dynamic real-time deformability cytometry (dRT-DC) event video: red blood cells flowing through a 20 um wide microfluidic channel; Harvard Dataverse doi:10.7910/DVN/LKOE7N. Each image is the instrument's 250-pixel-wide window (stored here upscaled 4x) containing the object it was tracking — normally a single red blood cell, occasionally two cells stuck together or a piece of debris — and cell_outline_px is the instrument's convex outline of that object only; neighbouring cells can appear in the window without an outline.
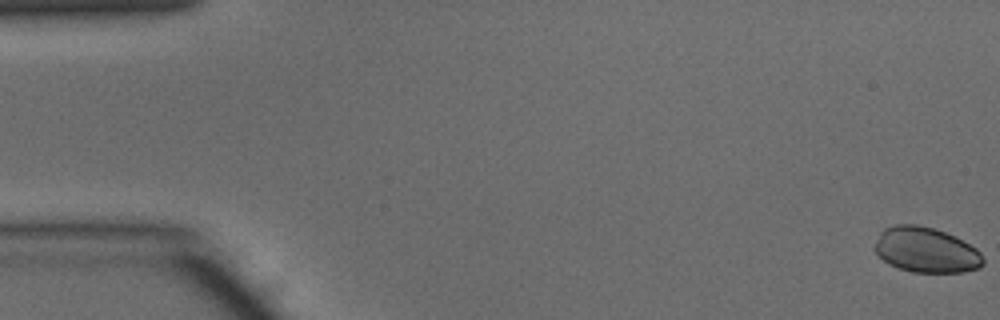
{"species": "common noctule bat (a hibernating species)", "species_latin": "Nyctalus noctula", "temperature_condition": "warm", "stored_images_in_passage": 49, "camera_frame_rate_fps": 3000, "um_per_image_px": 0.085, "animal": {"sex": "male", "body_mass_g": 15.6}, "frame": {"image": 1, "passage_image": 1, "time_ms": 0.0, "image_size_px": [1000, 320], "cell_outline_px": [[984, 264], [980, 268], [964, 272], [912, 272], [888, 264], [872, 248], [880, 232], [884, 228], [896, 224], [916, 224], [932, 228], [944, 232], [976, 248], [980, 252], [984, 260]], "centroid_in_image_um": [78.69, 21.25], "position_along_channel_um": 6.3, "area_um2": 28.5}}
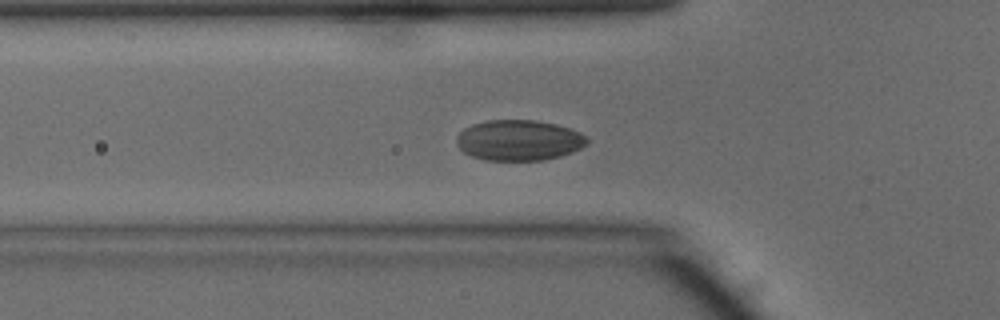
{"frame": {"image": 2, "passage_image": 17, "time_ms": 5.333, "image_size_px": [1000, 320], "cell_outline_px": [[588, 144], [572, 152], [560, 156], [544, 160], [484, 160], [472, 156], [464, 152], [456, 144], [456, 136], [464, 128], [472, 124], [488, 120], [532, 120], [556, 124], [580, 132], [588, 140]], "centroid_in_image_um": [44.09, 11.92], "position_along_channel_um": 81.7, "area_um2": 30.87}}
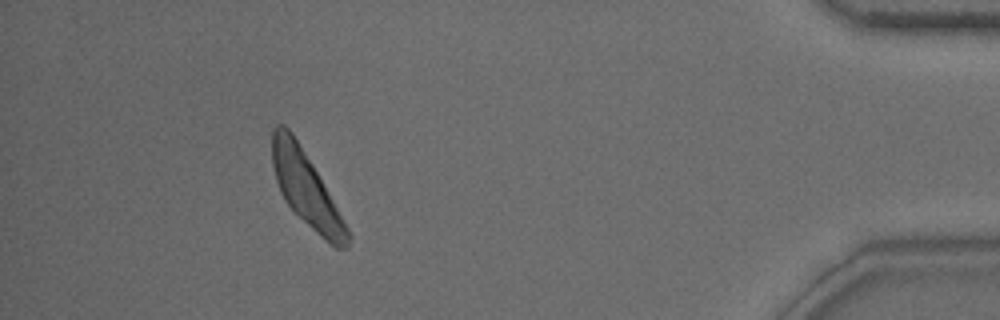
{"frame": {"image": 3, "passage_image": 45, "time_ms": 14.667, "image_size_px": [1000, 320], "cell_outline_px": [[352, 236], [348, 248], [336, 248], [324, 240], [284, 200], [280, 192], [276, 180], [272, 164], [272, 128], [276, 124], [284, 124], [292, 132], [312, 164], [348, 228]], "centroid_in_image_um": [26.01, 16.05], "position_along_channel_um": 409.2, "area_um2": 31.96}}